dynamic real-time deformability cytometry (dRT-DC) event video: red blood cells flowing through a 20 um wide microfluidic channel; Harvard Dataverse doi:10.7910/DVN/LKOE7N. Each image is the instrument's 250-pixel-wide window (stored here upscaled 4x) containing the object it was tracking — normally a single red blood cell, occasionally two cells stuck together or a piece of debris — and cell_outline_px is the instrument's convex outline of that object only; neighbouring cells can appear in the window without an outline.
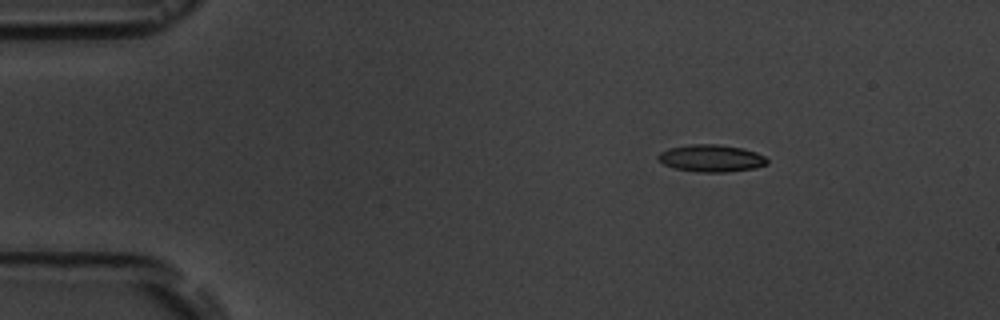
{"species": "common noctule bat (a hibernating species)", "species_latin": "Nyctalus noctula", "temperature_condition": "room temperature", "stored_images_in_passage": 5, "camera_frame_rate_fps": 3000, "um_per_image_px": 0.085, "animal": {"sex": "male", "body_mass_g": 19.5, "forearm_length_mm": 54.6}, "frame": {"image": 1, "passage_image": 2, "time_ms": 1.0, "image_size_px": [1000, 320], "cell_outline_px": [[768, 164], [756, 168], [724, 172], [700, 172], [676, 168], [664, 164], [656, 156], [660, 152], [668, 148], [688, 144], [720, 144], [740, 148], [756, 152], [764, 156], [768, 160]], "centroid_in_image_um": [60.46, 13.44], "position_along_channel_um": 24.5, "area_um2": 17.22}}
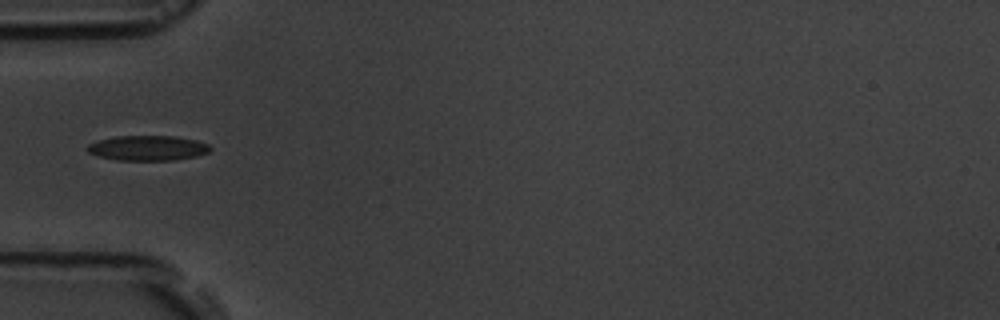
{"frame": {"image": 2, "passage_image": 5, "time_ms": 4.333, "image_size_px": [1000, 320], "cell_outline_px": [[212, 148], [208, 152], [196, 156], [176, 160], [116, 160], [100, 156], [88, 152], [84, 148], [88, 144], [96, 140], [116, 136], [176, 136], [196, 140], [208, 144]], "centroid_in_image_um": [12.53, 12.58], "position_along_channel_um": 72.5, "area_um2": 18.03}}